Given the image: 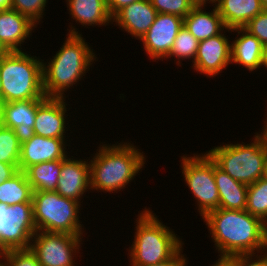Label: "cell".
<instances>
[{
	"label": "cell",
	"mask_w": 267,
	"mask_h": 266,
	"mask_svg": "<svg viewBox=\"0 0 267 266\" xmlns=\"http://www.w3.org/2000/svg\"><path fill=\"white\" fill-rule=\"evenodd\" d=\"M139 0H106L111 17H113L123 7L128 6Z\"/></svg>",
	"instance_id": "35"
},
{
	"label": "cell",
	"mask_w": 267,
	"mask_h": 266,
	"mask_svg": "<svg viewBox=\"0 0 267 266\" xmlns=\"http://www.w3.org/2000/svg\"><path fill=\"white\" fill-rule=\"evenodd\" d=\"M19 170L12 164L0 162V183L10 179Z\"/></svg>",
	"instance_id": "36"
},
{
	"label": "cell",
	"mask_w": 267,
	"mask_h": 266,
	"mask_svg": "<svg viewBox=\"0 0 267 266\" xmlns=\"http://www.w3.org/2000/svg\"><path fill=\"white\" fill-rule=\"evenodd\" d=\"M82 240V235L36 231L29 248L41 266H76Z\"/></svg>",
	"instance_id": "10"
},
{
	"label": "cell",
	"mask_w": 267,
	"mask_h": 266,
	"mask_svg": "<svg viewBox=\"0 0 267 266\" xmlns=\"http://www.w3.org/2000/svg\"><path fill=\"white\" fill-rule=\"evenodd\" d=\"M203 220L219 259L267 252L266 223L246 210L218 208Z\"/></svg>",
	"instance_id": "1"
},
{
	"label": "cell",
	"mask_w": 267,
	"mask_h": 266,
	"mask_svg": "<svg viewBox=\"0 0 267 266\" xmlns=\"http://www.w3.org/2000/svg\"><path fill=\"white\" fill-rule=\"evenodd\" d=\"M225 31L230 33L231 29L225 28L220 34L199 41L192 66L194 71L214 77L231 64V40L225 36Z\"/></svg>",
	"instance_id": "12"
},
{
	"label": "cell",
	"mask_w": 267,
	"mask_h": 266,
	"mask_svg": "<svg viewBox=\"0 0 267 266\" xmlns=\"http://www.w3.org/2000/svg\"><path fill=\"white\" fill-rule=\"evenodd\" d=\"M267 115V114H266ZM264 127H262V130L267 134V117H266V121H264ZM264 128V129H263Z\"/></svg>",
	"instance_id": "42"
},
{
	"label": "cell",
	"mask_w": 267,
	"mask_h": 266,
	"mask_svg": "<svg viewBox=\"0 0 267 266\" xmlns=\"http://www.w3.org/2000/svg\"><path fill=\"white\" fill-rule=\"evenodd\" d=\"M211 266H228V263L224 259H218L216 262Z\"/></svg>",
	"instance_id": "39"
},
{
	"label": "cell",
	"mask_w": 267,
	"mask_h": 266,
	"mask_svg": "<svg viewBox=\"0 0 267 266\" xmlns=\"http://www.w3.org/2000/svg\"><path fill=\"white\" fill-rule=\"evenodd\" d=\"M45 98L0 103V124L11 128L22 144L34 134V124L38 105Z\"/></svg>",
	"instance_id": "13"
},
{
	"label": "cell",
	"mask_w": 267,
	"mask_h": 266,
	"mask_svg": "<svg viewBox=\"0 0 267 266\" xmlns=\"http://www.w3.org/2000/svg\"><path fill=\"white\" fill-rule=\"evenodd\" d=\"M42 62L25 50L0 52V103L46 98Z\"/></svg>",
	"instance_id": "5"
},
{
	"label": "cell",
	"mask_w": 267,
	"mask_h": 266,
	"mask_svg": "<svg viewBox=\"0 0 267 266\" xmlns=\"http://www.w3.org/2000/svg\"><path fill=\"white\" fill-rule=\"evenodd\" d=\"M36 231L32 203L10 206L0 202V253L28 249Z\"/></svg>",
	"instance_id": "9"
},
{
	"label": "cell",
	"mask_w": 267,
	"mask_h": 266,
	"mask_svg": "<svg viewBox=\"0 0 267 266\" xmlns=\"http://www.w3.org/2000/svg\"><path fill=\"white\" fill-rule=\"evenodd\" d=\"M260 1H261L263 9H267V0H260Z\"/></svg>",
	"instance_id": "41"
},
{
	"label": "cell",
	"mask_w": 267,
	"mask_h": 266,
	"mask_svg": "<svg viewBox=\"0 0 267 266\" xmlns=\"http://www.w3.org/2000/svg\"><path fill=\"white\" fill-rule=\"evenodd\" d=\"M90 190V162L73 156L63 159L56 192L81 203L83 194Z\"/></svg>",
	"instance_id": "15"
},
{
	"label": "cell",
	"mask_w": 267,
	"mask_h": 266,
	"mask_svg": "<svg viewBox=\"0 0 267 266\" xmlns=\"http://www.w3.org/2000/svg\"><path fill=\"white\" fill-rule=\"evenodd\" d=\"M228 266H267V252L256 255H238L224 259Z\"/></svg>",
	"instance_id": "33"
},
{
	"label": "cell",
	"mask_w": 267,
	"mask_h": 266,
	"mask_svg": "<svg viewBox=\"0 0 267 266\" xmlns=\"http://www.w3.org/2000/svg\"><path fill=\"white\" fill-rule=\"evenodd\" d=\"M206 6H195L184 18V27L198 40L203 41L220 34L226 27L218 9L206 12Z\"/></svg>",
	"instance_id": "21"
},
{
	"label": "cell",
	"mask_w": 267,
	"mask_h": 266,
	"mask_svg": "<svg viewBox=\"0 0 267 266\" xmlns=\"http://www.w3.org/2000/svg\"><path fill=\"white\" fill-rule=\"evenodd\" d=\"M33 219L37 231L86 235L80 222L81 203L56 191L33 192Z\"/></svg>",
	"instance_id": "7"
},
{
	"label": "cell",
	"mask_w": 267,
	"mask_h": 266,
	"mask_svg": "<svg viewBox=\"0 0 267 266\" xmlns=\"http://www.w3.org/2000/svg\"><path fill=\"white\" fill-rule=\"evenodd\" d=\"M238 36L231 42V64L245 67L248 71L263 67L265 46L244 28L231 30Z\"/></svg>",
	"instance_id": "19"
},
{
	"label": "cell",
	"mask_w": 267,
	"mask_h": 266,
	"mask_svg": "<svg viewBox=\"0 0 267 266\" xmlns=\"http://www.w3.org/2000/svg\"><path fill=\"white\" fill-rule=\"evenodd\" d=\"M214 179L218 189L219 208L245 210L248 185L234 180L214 161Z\"/></svg>",
	"instance_id": "22"
},
{
	"label": "cell",
	"mask_w": 267,
	"mask_h": 266,
	"mask_svg": "<svg viewBox=\"0 0 267 266\" xmlns=\"http://www.w3.org/2000/svg\"><path fill=\"white\" fill-rule=\"evenodd\" d=\"M253 137L249 144H224L206 152L230 177L250 185L264 177L267 161V134L256 132Z\"/></svg>",
	"instance_id": "6"
},
{
	"label": "cell",
	"mask_w": 267,
	"mask_h": 266,
	"mask_svg": "<svg viewBox=\"0 0 267 266\" xmlns=\"http://www.w3.org/2000/svg\"><path fill=\"white\" fill-rule=\"evenodd\" d=\"M158 12L150 0H139L123 7L112 17V24H116L133 38L140 40L149 30Z\"/></svg>",
	"instance_id": "18"
},
{
	"label": "cell",
	"mask_w": 267,
	"mask_h": 266,
	"mask_svg": "<svg viewBox=\"0 0 267 266\" xmlns=\"http://www.w3.org/2000/svg\"><path fill=\"white\" fill-rule=\"evenodd\" d=\"M48 0H12L11 9L27 16L36 25L43 19Z\"/></svg>",
	"instance_id": "29"
},
{
	"label": "cell",
	"mask_w": 267,
	"mask_h": 266,
	"mask_svg": "<svg viewBox=\"0 0 267 266\" xmlns=\"http://www.w3.org/2000/svg\"><path fill=\"white\" fill-rule=\"evenodd\" d=\"M199 46V41L183 26L176 36L172 49L169 55L165 58L173 57L177 60L175 64L178 66L183 65L181 60L192 59V63L195 61V56Z\"/></svg>",
	"instance_id": "27"
},
{
	"label": "cell",
	"mask_w": 267,
	"mask_h": 266,
	"mask_svg": "<svg viewBox=\"0 0 267 266\" xmlns=\"http://www.w3.org/2000/svg\"><path fill=\"white\" fill-rule=\"evenodd\" d=\"M194 6H206L208 4L215 5L217 0H190ZM206 4V5H205Z\"/></svg>",
	"instance_id": "37"
},
{
	"label": "cell",
	"mask_w": 267,
	"mask_h": 266,
	"mask_svg": "<svg viewBox=\"0 0 267 266\" xmlns=\"http://www.w3.org/2000/svg\"><path fill=\"white\" fill-rule=\"evenodd\" d=\"M116 144V145H115ZM99 144L95 154H91L90 186L92 191L117 193L134 180L146 162L144 152L134 143L120 142ZM118 144V145H117ZM133 179V180H132Z\"/></svg>",
	"instance_id": "3"
},
{
	"label": "cell",
	"mask_w": 267,
	"mask_h": 266,
	"mask_svg": "<svg viewBox=\"0 0 267 266\" xmlns=\"http://www.w3.org/2000/svg\"><path fill=\"white\" fill-rule=\"evenodd\" d=\"M158 13L177 15L185 18L195 7L190 0H150Z\"/></svg>",
	"instance_id": "31"
},
{
	"label": "cell",
	"mask_w": 267,
	"mask_h": 266,
	"mask_svg": "<svg viewBox=\"0 0 267 266\" xmlns=\"http://www.w3.org/2000/svg\"><path fill=\"white\" fill-rule=\"evenodd\" d=\"M183 179L196 198L202 219L219 208V195L214 179V160L205 152L181 156Z\"/></svg>",
	"instance_id": "8"
},
{
	"label": "cell",
	"mask_w": 267,
	"mask_h": 266,
	"mask_svg": "<svg viewBox=\"0 0 267 266\" xmlns=\"http://www.w3.org/2000/svg\"><path fill=\"white\" fill-rule=\"evenodd\" d=\"M66 40L56 54L42 64L43 91L46 97L67 98L64 94L79 84L98 59L82 33L71 25ZM95 61V62H94ZM48 63V64H47ZM87 71V72H86Z\"/></svg>",
	"instance_id": "2"
},
{
	"label": "cell",
	"mask_w": 267,
	"mask_h": 266,
	"mask_svg": "<svg viewBox=\"0 0 267 266\" xmlns=\"http://www.w3.org/2000/svg\"><path fill=\"white\" fill-rule=\"evenodd\" d=\"M67 141V138H46L34 135L30 140L21 144L19 171H25L34 164L65 159L69 156L66 146L70 145Z\"/></svg>",
	"instance_id": "16"
},
{
	"label": "cell",
	"mask_w": 267,
	"mask_h": 266,
	"mask_svg": "<svg viewBox=\"0 0 267 266\" xmlns=\"http://www.w3.org/2000/svg\"><path fill=\"white\" fill-rule=\"evenodd\" d=\"M37 25L16 10L0 11V52L22 51ZM34 30V31H33ZM30 35V36H29ZM22 44V45H21Z\"/></svg>",
	"instance_id": "17"
},
{
	"label": "cell",
	"mask_w": 267,
	"mask_h": 266,
	"mask_svg": "<svg viewBox=\"0 0 267 266\" xmlns=\"http://www.w3.org/2000/svg\"><path fill=\"white\" fill-rule=\"evenodd\" d=\"M244 29L265 46L267 44V9L252 18Z\"/></svg>",
	"instance_id": "32"
},
{
	"label": "cell",
	"mask_w": 267,
	"mask_h": 266,
	"mask_svg": "<svg viewBox=\"0 0 267 266\" xmlns=\"http://www.w3.org/2000/svg\"><path fill=\"white\" fill-rule=\"evenodd\" d=\"M265 66V68L267 69V44L265 45V49H264V61H263V67Z\"/></svg>",
	"instance_id": "40"
},
{
	"label": "cell",
	"mask_w": 267,
	"mask_h": 266,
	"mask_svg": "<svg viewBox=\"0 0 267 266\" xmlns=\"http://www.w3.org/2000/svg\"><path fill=\"white\" fill-rule=\"evenodd\" d=\"M66 98L46 97L36 112L34 134L46 138L65 139L67 122ZM65 133V134H64Z\"/></svg>",
	"instance_id": "14"
},
{
	"label": "cell",
	"mask_w": 267,
	"mask_h": 266,
	"mask_svg": "<svg viewBox=\"0 0 267 266\" xmlns=\"http://www.w3.org/2000/svg\"><path fill=\"white\" fill-rule=\"evenodd\" d=\"M245 210L267 223V179L262 177L248 185Z\"/></svg>",
	"instance_id": "26"
},
{
	"label": "cell",
	"mask_w": 267,
	"mask_h": 266,
	"mask_svg": "<svg viewBox=\"0 0 267 266\" xmlns=\"http://www.w3.org/2000/svg\"><path fill=\"white\" fill-rule=\"evenodd\" d=\"M12 0H0V11L11 9Z\"/></svg>",
	"instance_id": "38"
},
{
	"label": "cell",
	"mask_w": 267,
	"mask_h": 266,
	"mask_svg": "<svg viewBox=\"0 0 267 266\" xmlns=\"http://www.w3.org/2000/svg\"><path fill=\"white\" fill-rule=\"evenodd\" d=\"M21 143L15 131L0 124V162L14 165L19 170Z\"/></svg>",
	"instance_id": "28"
},
{
	"label": "cell",
	"mask_w": 267,
	"mask_h": 266,
	"mask_svg": "<svg viewBox=\"0 0 267 266\" xmlns=\"http://www.w3.org/2000/svg\"><path fill=\"white\" fill-rule=\"evenodd\" d=\"M264 178L267 179V161H266V167H265V174H264Z\"/></svg>",
	"instance_id": "43"
},
{
	"label": "cell",
	"mask_w": 267,
	"mask_h": 266,
	"mask_svg": "<svg viewBox=\"0 0 267 266\" xmlns=\"http://www.w3.org/2000/svg\"><path fill=\"white\" fill-rule=\"evenodd\" d=\"M62 168L61 161H48L34 164L24 172L33 192L56 191Z\"/></svg>",
	"instance_id": "24"
},
{
	"label": "cell",
	"mask_w": 267,
	"mask_h": 266,
	"mask_svg": "<svg viewBox=\"0 0 267 266\" xmlns=\"http://www.w3.org/2000/svg\"><path fill=\"white\" fill-rule=\"evenodd\" d=\"M33 190L24 171H18L10 179L0 183V202L10 206L32 203Z\"/></svg>",
	"instance_id": "25"
},
{
	"label": "cell",
	"mask_w": 267,
	"mask_h": 266,
	"mask_svg": "<svg viewBox=\"0 0 267 266\" xmlns=\"http://www.w3.org/2000/svg\"><path fill=\"white\" fill-rule=\"evenodd\" d=\"M182 253L183 250L181 249L172 259L150 266H187V257Z\"/></svg>",
	"instance_id": "34"
},
{
	"label": "cell",
	"mask_w": 267,
	"mask_h": 266,
	"mask_svg": "<svg viewBox=\"0 0 267 266\" xmlns=\"http://www.w3.org/2000/svg\"><path fill=\"white\" fill-rule=\"evenodd\" d=\"M136 218L134 241L129 246L131 266H150L172 259L184 242L170 227L163 224L150 208Z\"/></svg>",
	"instance_id": "4"
},
{
	"label": "cell",
	"mask_w": 267,
	"mask_h": 266,
	"mask_svg": "<svg viewBox=\"0 0 267 266\" xmlns=\"http://www.w3.org/2000/svg\"><path fill=\"white\" fill-rule=\"evenodd\" d=\"M215 6L228 29L244 28L264 9L260 0H217Z\"/></svg>",
	"instance_id": "20"
},
{
	"label": "cell",
	"mask_w": 267,
	"mask_h": 266,
	"mask_svg": "<svg viewBox=\"0 0 267 266\" xmlns=\"http://www.w3.org/2000/svg\"><path fill=\"white\" fill-rule=\"evenodd\" d=\"M0 264L2 266H41L30 248L11 249L0 253Z\"/></svg>",
	"instance_id": "30"
},
{
	"label": "cell",
	"mask_w": 267,
	"mask_h": 266,
	"mask_svg": "<svg viewBox=\"0 0 267 266\" xmlns=\"http://www.w3.org/2000/svg\"><path fill=\"white\" fill-rule=\"evenodd\" d=\"M69 15L75 22L88 26H106L112 23L106 0H66ZM69 8V9H68Z\"/></svg>",
	"instance_id": "23"
},
{
	"label": "cell",
	"mask_w": 267,
	"mask_h": 266,
	"mask_svg": "<svg viewBox=\"0 0 267 266\" xmlns=\"http://www.w3.org/2000/svg\"><path fill=\"white\" fill-rule=\"evenodd\" d=\"M183 26V18L177 15L158 13L149 30L140 39L149 58L154 61L165 60Z\"/></svg>",
	"instance_id": "11"
}]
</instances>
